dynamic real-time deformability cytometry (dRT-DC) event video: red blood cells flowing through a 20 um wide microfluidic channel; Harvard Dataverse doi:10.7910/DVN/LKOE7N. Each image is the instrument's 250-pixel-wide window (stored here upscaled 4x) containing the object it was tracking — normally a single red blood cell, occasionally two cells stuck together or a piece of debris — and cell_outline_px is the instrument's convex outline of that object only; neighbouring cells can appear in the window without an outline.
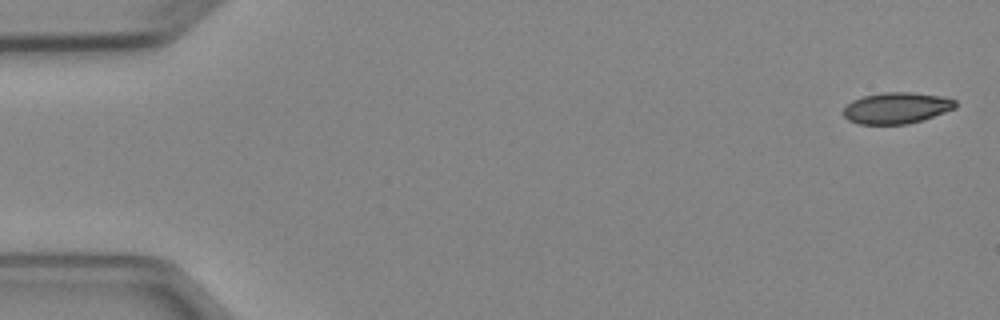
{"species": "Egyptian fruit bat (a non-hibernating species)", "species_latin": "Rousettus aegyptiacus", "temperature_condition": "cold", "stored_images_in_passage": 6, "camera_frame_rate_fps": 3000, "um_per_image_px": 0.085, "animal": {"sex": "female"}, "frame": {"image": 1, "passage_image": 1, "time_ms": 0.0, "image_size_px": [1000, 320], "cell_outline_px": [[956, 108], [924, 120], [908, 124], [856, 124], [848, 120], [844, 116], [844, 108], [852, 100], [864, 96], [884, 92], [912, 92], [940, 96], [956, 100]], "centroid_in_image_um": [76.22, 9.19], "position_along_channel_um": 8.8, "area_um2": 20.46}}
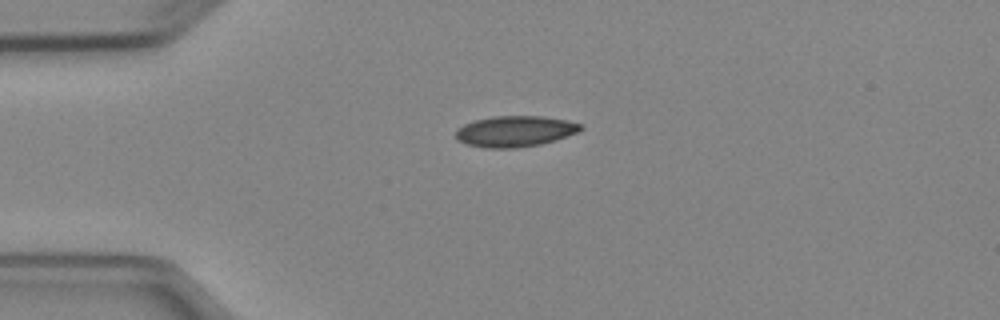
{"frame": {"image": 2, "passage_image": 4, "time_ms": 3.667, "image_size_px": [1000, 320], "cell_outline_px": [[584, 128], [580, 132], [556, 140], [540, 144], [516, 148], [484, 148], [464, 144], [456, 140], [456, 128], [464, 124], [476, 120], [496, 116], [544, 116], [568, 120], [580, 124]], "centroid_in_image_um": [43.78, 11.17], "position_along_channel_um": 41.2, "area_um2": 22.77}}
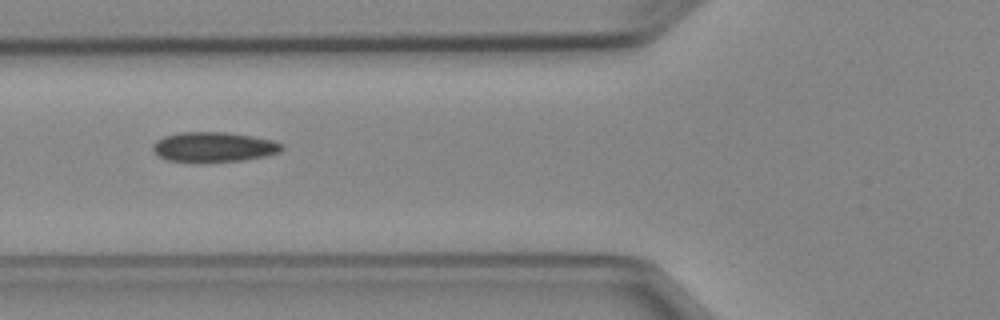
{"frame": {"image": 3, "passage_image": 6, "time_ms": 6.0, "image_size_px": [1000, 320], "cell_outline_px": [[284, 148], [280, 152], [264, 156], [244, 160], [168, 160], [160, 156], [152, 148], [152, 144], [156, 140], [164, 136], [180, 132], [228, 132], [252, 136], [272, 140], [284, 144]], "centroid_in_image_um": [18.21, 12.45], "position_along_channel_um": 107.6, "area_um2": 21.91}}